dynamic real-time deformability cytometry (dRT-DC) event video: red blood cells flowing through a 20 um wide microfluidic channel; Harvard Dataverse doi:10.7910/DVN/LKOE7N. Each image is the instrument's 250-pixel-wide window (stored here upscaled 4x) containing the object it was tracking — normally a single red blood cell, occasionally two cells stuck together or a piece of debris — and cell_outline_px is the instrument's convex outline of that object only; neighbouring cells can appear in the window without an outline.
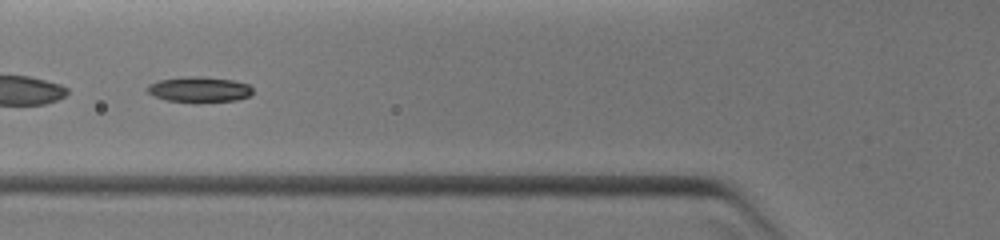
{"species": "common noctule bat (a hibernating species)", "species_latin": "Nyctalus noctula", "temperature_condition": "warm", "stored_images_in_passage": 5, "camera_frame_rate_fps": 3000, "um_per_image_px": 0.085, "animal": {"sex": "female", "body_mass_g": 19.0, "forearm_length_mm": 51.5}, "frame": {"image": 1, "passage_image": 3, "time_ms": 1.0, "image_size_px": [1000, 240], "cell_outline_px": [[252, 92], [248, 96], [236, 100], [196, 104], [168, 100], [156, 96], [148, 92], [144, 88], [148, 84], [160, 80], [188, 76], [200, 76], [232, 80], [248, 84], [252, 88]], "centroid_in_image_um": [16.92, 7.62], "position_along_channel_um": 108.9, "area_um2": 15.9}}